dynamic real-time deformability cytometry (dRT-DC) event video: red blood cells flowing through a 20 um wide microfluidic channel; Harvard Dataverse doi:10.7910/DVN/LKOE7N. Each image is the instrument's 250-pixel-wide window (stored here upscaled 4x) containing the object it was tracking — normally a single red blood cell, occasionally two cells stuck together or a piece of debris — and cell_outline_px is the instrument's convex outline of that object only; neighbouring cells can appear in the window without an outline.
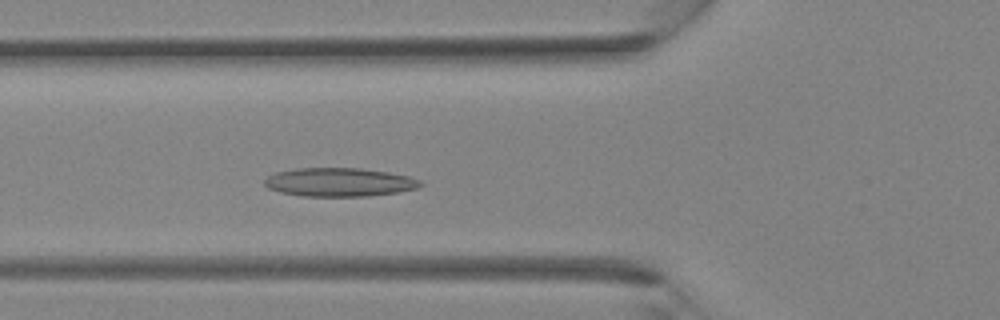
{"species": "Egyptian fruit bat (a non-hibernating species)", "species_latin": "Rousettus aegyptiacus", "temperature_condition": "room temperature", "stored_images_in_passage": 34, "camera_frame_rate_fps": 3000, "um_per_image_px": 0.085, "animal": {"sex": "female"}, "frame": {"image": 1, "passage_image": 11, "time_ms": 3.333, "image_size_px": [1000, 320], "cell_outline_px": [[424, 184], [416, 188], [396, 192], [368, 196], [300, 196], [280, 192], [268, 188], [264, 184], [264, 180], [268, 176], [276, 172], [296, 168], [360, 168], [388, 172], [408, 176], [420, 180]], "centroid_in_image_um": [28.82, 15.48], "position_along_channel_um": 97.0, "area_um2": 25.95}}
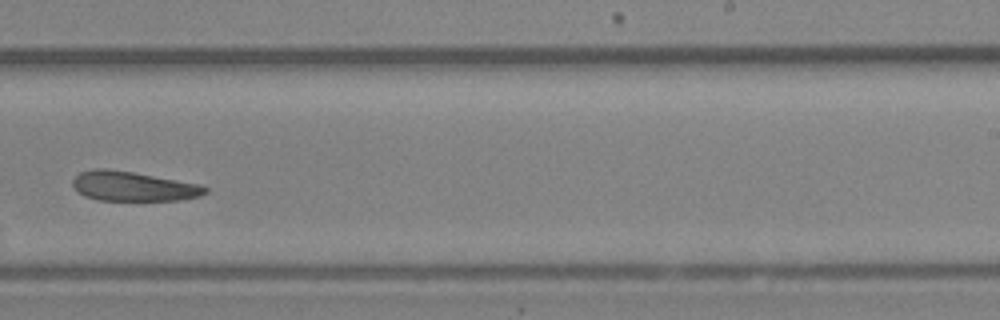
{"frame": {"image": 2, "passage_image": 21, "time_ms": 6.667, "image_size_px": [1000, 320], "cell_outline_px": [[208, 192], [200, 196], [180, 200], [96, 200], [84, 196], [72, 184], [72, 180], [80, 172], [92, 168], [104, 168], [132, 172], [200, 184], [208, 188]], "centroid_in_image_um": [11.32, 15.83], "position_along_channel_um": 277.7, "area_um2": 22.77}}
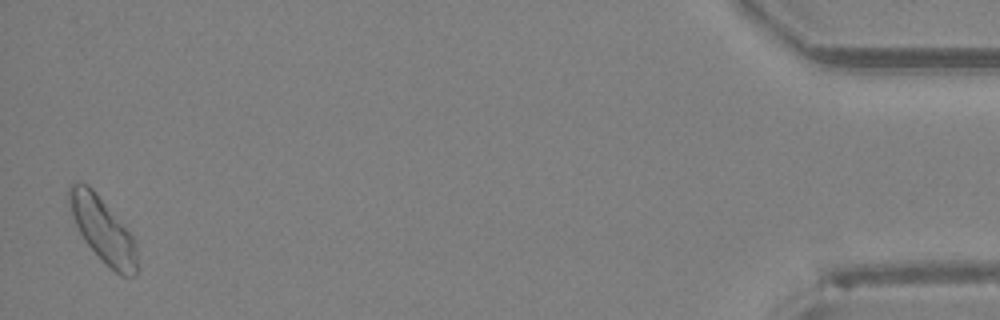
{"frame": {"image": 3, "passage_image": 34, "time_ms": 11.0, "image_size_px": [1000, 320], "cell_outline_px": [[136, 276], [124, 276], [116, 272], [84, 240], [76, 224], [68, 204], [68, 184], [76, 180], [80, 180], [88, 184], [96, 192], [132, 236], [136, 244]], "centroid_in_image_um": [8.69, 19.44], "position_along_channel_um": 426.5, "area_um2": 25.03}}